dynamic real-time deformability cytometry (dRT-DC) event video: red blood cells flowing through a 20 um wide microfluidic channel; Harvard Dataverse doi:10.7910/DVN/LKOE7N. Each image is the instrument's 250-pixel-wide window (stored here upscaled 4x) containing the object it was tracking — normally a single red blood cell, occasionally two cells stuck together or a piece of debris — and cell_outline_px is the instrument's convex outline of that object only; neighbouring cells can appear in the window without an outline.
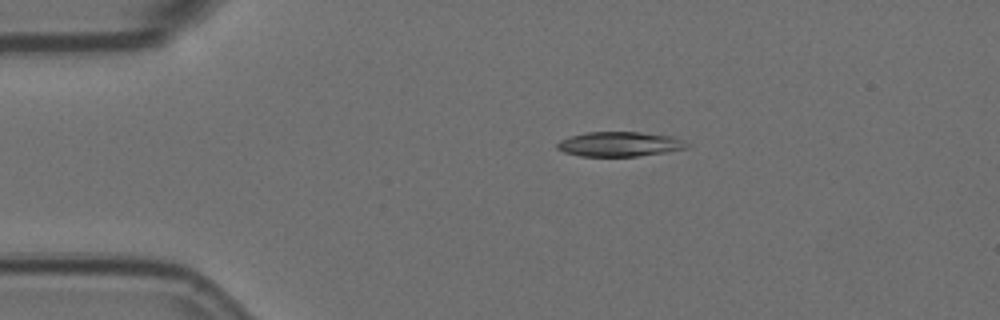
{"species": "Egyptian fruit bat (a non-hibernating species)", "species_latin": "Rousettus aegyptiacus", "temperature_condition": "room temperature", "stored_images_in_passage": 5, "camera_frame_rate_fps": 3000, "um_per_image_px": 0.085, "animal": {"sex": "female"}, "frame": {"image": 1, "passage_image": 1, "time_ms": 0.0, "image_size_px": [1000, 320], "cell_outline_px": [[688, 148], [664, 152], [636, 156], [580, 156], [564, 152], [556, 148], [556, 144], [560, 140], [568, 136], [588, 132], [640, 132], [672, 136], [684, 140], [688, 144]], "centroid_in_image_um": [52.64, 12.24], "position_along_channel_um": 32.4, "area_um2": 18.67}}
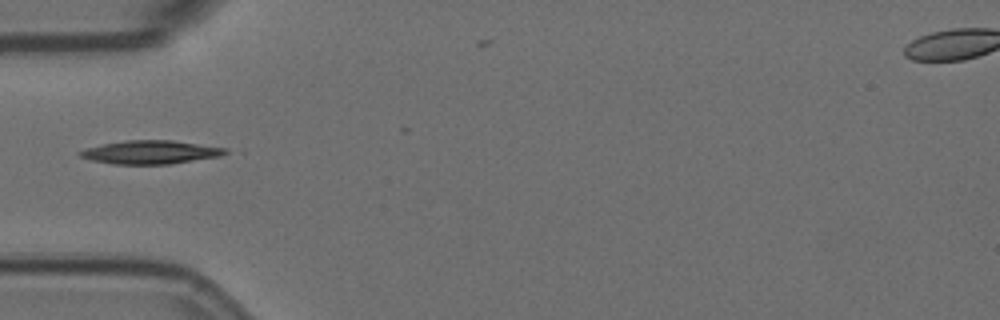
{"frame": {"image": 2, "passage_image": 3, "time_ms": 0.667, "image_size_px": [1000, 320], "cell_outline_px": [[228, 152], [220, 156], [168, 164], [112, 164], [92, 160], [80, 156], [76, 152], [84, 148], [124, 140], [172, 140], [228, 148]], "centroid_in_image_um": [12.77, 12.93], "position_along_channel_um": 72.2, "area_um2": 19.83}}
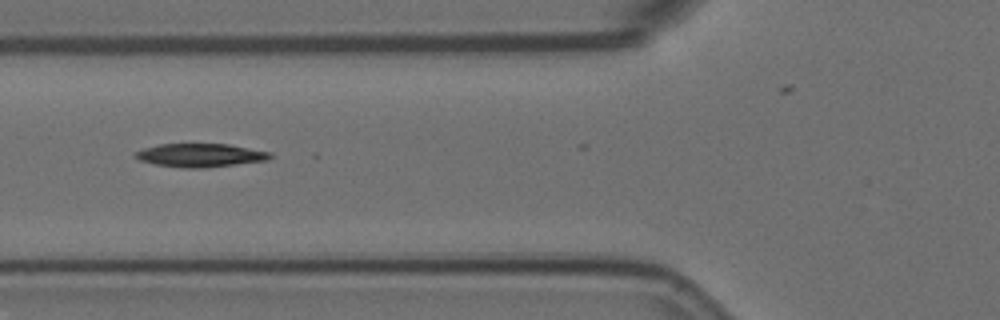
{"frame": {"image": 3, "passage_image": 4, "time_ms": 1.0, "image_size_px": [1000, 320], "cell_outline_px": [[272, 156], [268, 160], [204, 168], [184, 168], [156, 164], [140, 160], [132, 156], [136, 152], [144, 148], [160, 144], [228, 144], [272, 152]], "centroid_in_image_um": [17.04, 13.19], "position_along_channel_um": 108.8, "area_um2": 18.32}}